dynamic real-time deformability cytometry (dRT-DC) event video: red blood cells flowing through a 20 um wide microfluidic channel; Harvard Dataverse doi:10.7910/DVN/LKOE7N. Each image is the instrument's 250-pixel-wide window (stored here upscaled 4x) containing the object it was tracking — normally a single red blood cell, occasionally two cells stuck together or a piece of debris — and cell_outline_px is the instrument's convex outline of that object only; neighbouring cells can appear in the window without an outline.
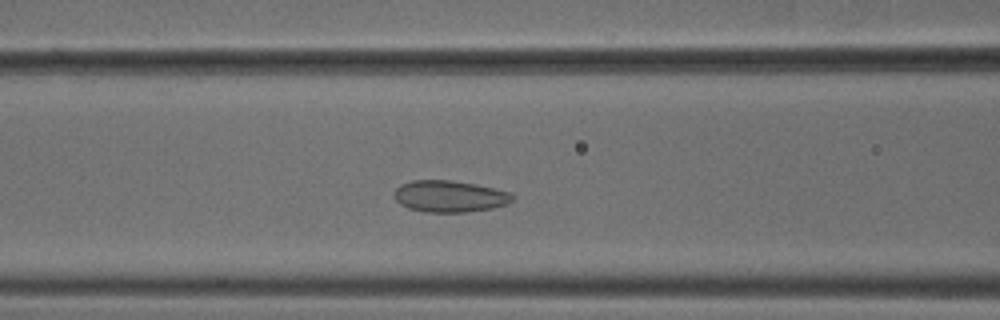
{"species": "common noctule bat (a hibernating species)", "species_latin": "Nyctalus noctula", "temperature_condition": "cold", "stored_images_in_passage": 40, "camera_frame_rate_fps": 3000, "um_per_image_px": 0.085, "animal": {"sex": "male", "body_mass_g": 18.8}, "frame": {"image": 1, "passage_image": 9, "time_ms": 2.667, "image_size_px": [1000, 320], "cell_outline_px": [[516, 196], [508, 204], [492, 208], [464, 212], [424, 212], [408, 208], [400, 204], [396, 200], [396, 188], [400, 184], [412, 180], [448, 180], [476, 184], [508, 192]], "centroid_in_image_um": [38.22, 16.69], "position_along_channel_um": 128.4, "area_um2": 21.68}}
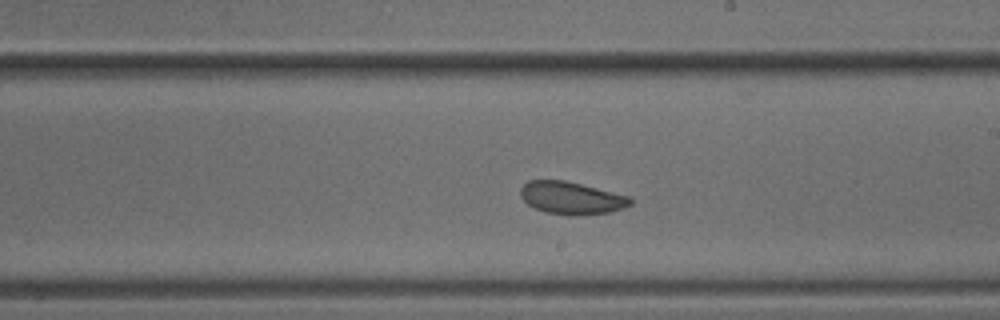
{"frame": {"image": 2, "passage_image": 18, "time_ms": 5.667, "image_size_px": [1000, 320], "cell_outline_px": [[632, 204], [624, 208], [612, 212], [576, 216], [544, 212], [528, 204], [520, 196], [520, 188], [528, 180], [564, 180], [632, 196]], "centroid_in_image_um": [48.61, 16.83], "position_along_channel_um": 240.4, "area_um2": 21.04}}
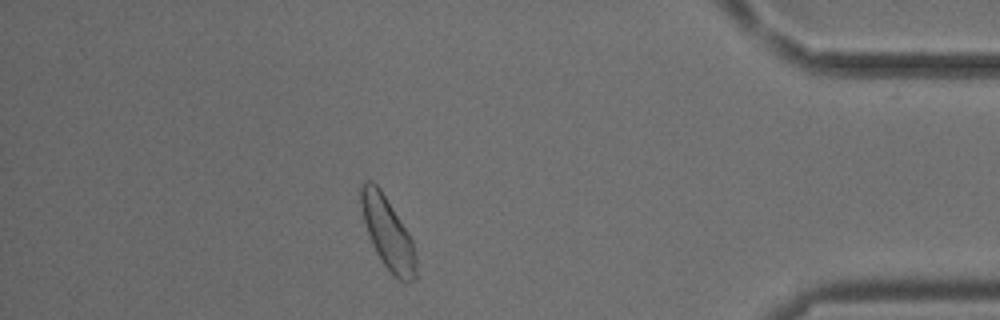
{"frame": {"image": 3, "passage_image": 34, "time_ms": 11.0, "image_size_px": [1000, 320], "cell_outline_px": [[416, 280], [400, 280], [380, 260], [368, 236], [360, 204], [360, 184], [364, 180], [372, 180], [380, 188], [412, 240], [416, 256]], "centroid_in_image_um": [32.92, 19.76], "position_along_channel_um": 402.3, "area_um2": 22.66}, "authors_computed_cell_mechanics": {"area_um2": 21.5016, "velocity_mm_per_s": 3.7504, "shape_relaxation_time_tau1_ms": null, "shape_relaxation_time_tau2_ms": 4.756, "deformation_change_tau1": null, "deformation_change_tau2": 0.0858}}